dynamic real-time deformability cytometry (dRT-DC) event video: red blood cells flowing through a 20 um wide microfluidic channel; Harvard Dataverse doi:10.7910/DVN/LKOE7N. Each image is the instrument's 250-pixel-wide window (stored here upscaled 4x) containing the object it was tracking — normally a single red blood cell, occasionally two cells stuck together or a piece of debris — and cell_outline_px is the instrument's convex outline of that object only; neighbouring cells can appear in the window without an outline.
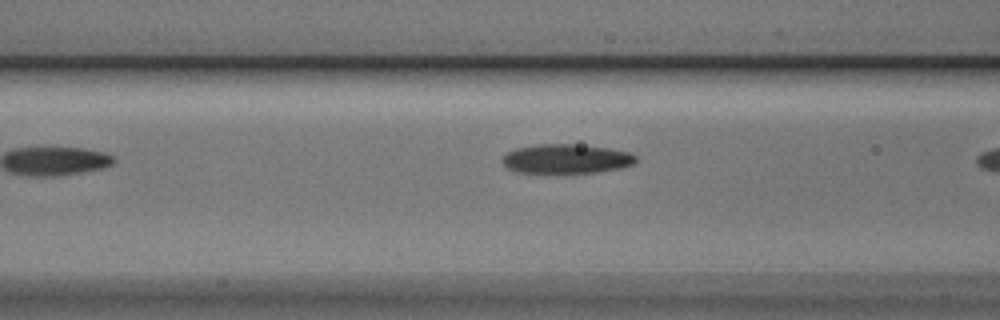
{"species": "Egyptian fruit bat (a non-hibernating species)", "species_latin": "Rousettus aegyptiacus", "temperature_condition": "cold", "stored_images_in_passage": 8, "camera_frame_rate_fps": 3000, "um_per_image_px": 0.085, "animal": {"sex": "male"}, "frame": {"image": 1, "passage_image": 7, "time_ms": 2.0, "image_size_px": [1000, 320], "cell_outline_px": [[636, 160], [632, 164], [620, 168], [596, 172], [556, 176], [516, 172], [508, 168], [500, 160], [508, 152], [516, 148], [536, 144], [572, 144], [608, 148], [628, 152], [636, 156]], "centroid_in_image_um": [48.06, 13.55], "position_along_channel_um": 118.5, "area_um2": 23.64}}